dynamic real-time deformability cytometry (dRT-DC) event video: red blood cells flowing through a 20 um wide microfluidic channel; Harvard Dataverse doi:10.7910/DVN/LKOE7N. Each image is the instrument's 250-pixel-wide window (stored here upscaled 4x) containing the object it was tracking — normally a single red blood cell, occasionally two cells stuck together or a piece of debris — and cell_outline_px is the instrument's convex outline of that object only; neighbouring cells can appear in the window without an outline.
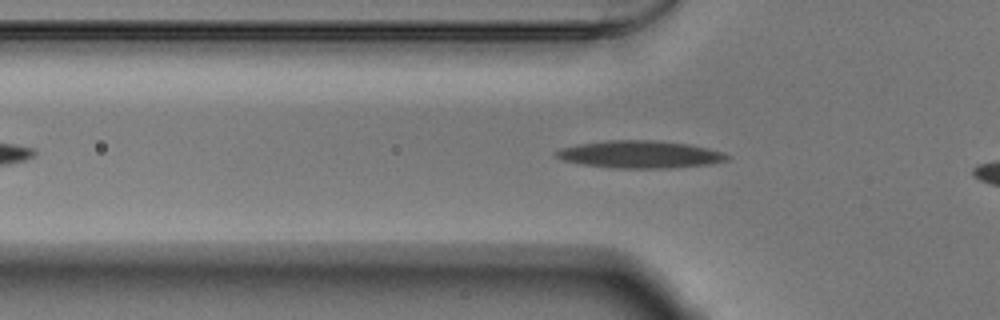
{"species": "Egyptian fruit bat (a non-hibernating species)", "species_latin": "Rousettus aegyptiacus", "temperature_condition": "warm", "stored_images_in_passage": 10, "camera_frame_rate_fps": 3000, "um_per_image_px": 0.085, "animal": {"sex": "male"}, "frame": {"image": 1, "passage_image": 7, "time_ms": 2.0, "image_size_px": [1000, 320], "cell_outline_px": [[728, 160], [708, 164], [668, 168], [612, 168], [584, 164], [564, 160], [556, 156], [556, 152], [560, 148], [576, 144], [608, 140], [656, 140], [688, 144], [708, 148], [724, 152], [728, 156]], "centroid_in_image_um": [54.4, 13.11], "position_along_channel_um": 71.4, "area_um2": 27.17}}